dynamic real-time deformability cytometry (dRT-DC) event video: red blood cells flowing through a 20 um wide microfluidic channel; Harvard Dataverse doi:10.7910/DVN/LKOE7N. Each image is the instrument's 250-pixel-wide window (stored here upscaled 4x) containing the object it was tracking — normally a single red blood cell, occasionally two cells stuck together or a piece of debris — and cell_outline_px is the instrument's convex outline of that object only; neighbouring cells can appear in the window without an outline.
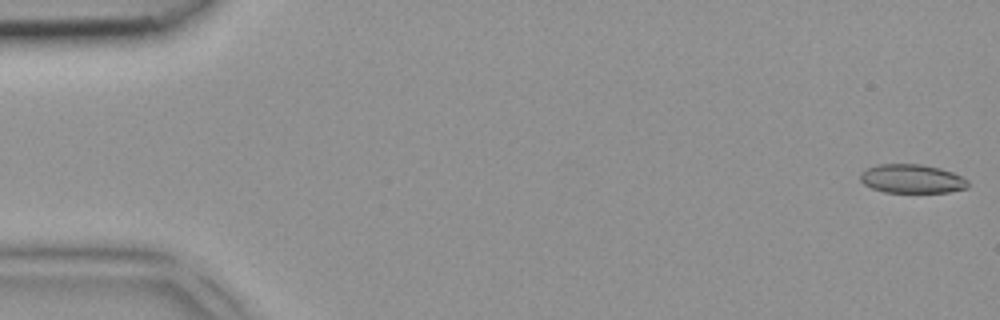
{"species": "common noctule bat (a hibernating species)", "species_latin": "Nyctalus noctula", "temperature_condition": "room temperature", "stored_images_in_passage": 5, "camera_frame_rate_fps": 3000, "um_per_image_px": 0.085, "animal": {"sex": "female", "body_mass_g": 18.4}, "frame": {"image": 1, "passage_image": 1, "time_ms": 0.0, "image_size_px": [1000, 320], "cell_outline_px": [[968, 188], [948, 192], [884, 192], [872, 188], [864, 184], [860, 180], [860, 172], [876, 164], [920, 164], [940, 168], [952, 172], [968, 180]], "centroid_in_image_um": [77.5, 15.19], "position_along_channel_um": 7.5, "area_um2": 18.09}}
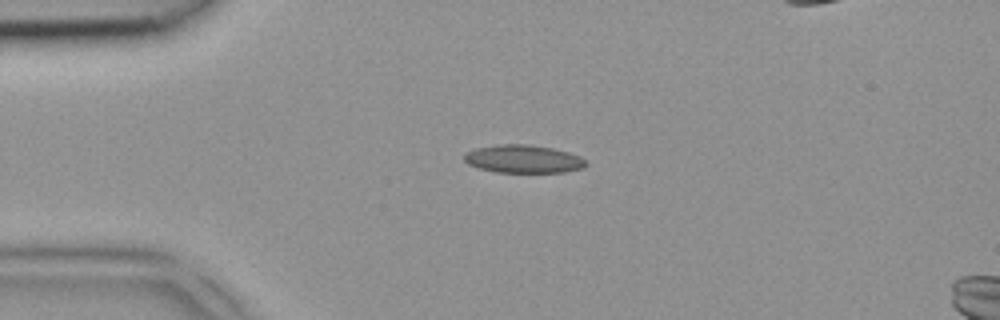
{"frame": {"image": 2, "passage_image": 3, "time_ms": 0.667, "image_size_px": [1000, 320], "cell_outline_px": [[588, 164], [584, 168], [564, 172], [496, 172], [480, 168], [468, 164], [464, 160], [464, 152], [476, 148], [496, 144], [528, 144], [552, 148], [568, 152], [580, 156]], "centroid_in_image_um": [44.47, 13.51], "position_along_channel_um": 40.5, "area_um2": 19.94}}